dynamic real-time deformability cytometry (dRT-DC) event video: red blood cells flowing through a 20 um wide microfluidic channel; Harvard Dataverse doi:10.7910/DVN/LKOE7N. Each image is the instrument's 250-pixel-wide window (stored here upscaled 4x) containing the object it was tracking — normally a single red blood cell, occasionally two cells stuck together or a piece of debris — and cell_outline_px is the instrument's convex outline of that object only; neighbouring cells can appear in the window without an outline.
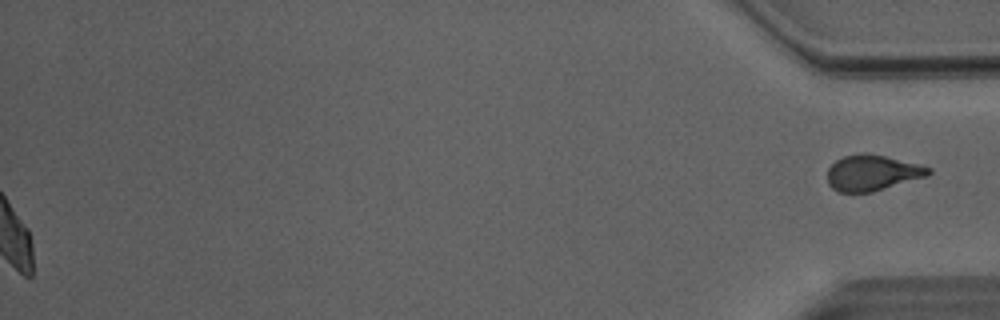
{"species": "Egyptian fruit bat (a non-hibernating species)", "species_latin": "Rousettus aegyptiacus", "temperature_condition": "room temperature", "stored_images_in_passage": 40, "segment_of_instrument_passage": [2, 2], "camera_frame_rate_fps": 3000, "um_per_image_px": 0.085, "animal": {"sex": "male"}, "frame": {"image": 1, "passage_image": 40, "time_ms": 13.0, "image_size_px": [1000, 320], "cell_outline_px": [[932, 172], [928, 176], [872, 192], [840, 192], [832, 188], [828, 184], [828, 168], [836, 160], [844, 156], [860, 152], [868, 152], [932, 168]], "centroid_in_image_um": [74.13, 14.68], "position_along_channel_um": 361.1, "area_um2": 21.04}}